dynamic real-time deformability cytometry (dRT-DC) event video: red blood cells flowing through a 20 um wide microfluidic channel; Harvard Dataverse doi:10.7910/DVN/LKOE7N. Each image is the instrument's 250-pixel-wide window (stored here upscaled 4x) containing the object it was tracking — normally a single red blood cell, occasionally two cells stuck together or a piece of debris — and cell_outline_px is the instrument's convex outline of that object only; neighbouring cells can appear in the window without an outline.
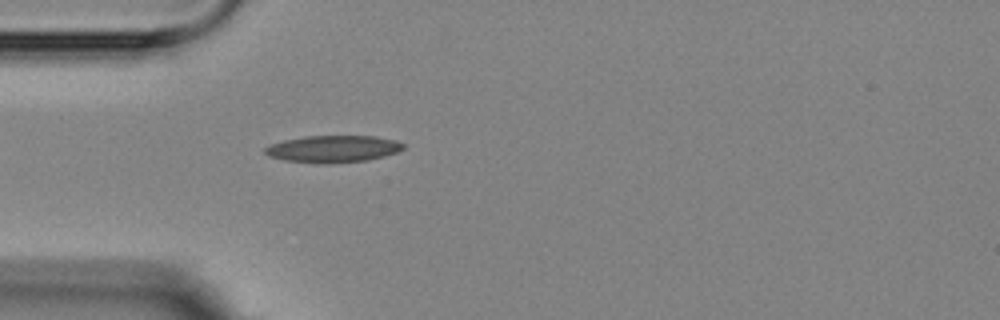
{"species": "Egyptian fruit bat (a non-hibernating species)", "species_latin": "Rousettus aegyptiacus", "temperature_condition": "room temperature", "stored_images_in_passage": 4, "camera_frame_rate_fps": 3000, "um_per_image_px": 0.085, "animal": {"sex": "female"}, "frame": {"image": 1, "passage_image": 4, "time_ms": 3.667, "image_size_px": [1000, 320], "cell_outline_px": [[404, 148], [396, 152], [384, 156], [368, 160], [328, 164], [316, 164], [284, 160], [268, 156], [264, 152], [264, 148], [272, 144], [284, 140], [304, 136], [376, 136], [396, 140], [404, 144]], "centroid_in_image_um": [28.3, 12.66], "position_along_channel_um": 56.7, "area_um2": 21.91}}